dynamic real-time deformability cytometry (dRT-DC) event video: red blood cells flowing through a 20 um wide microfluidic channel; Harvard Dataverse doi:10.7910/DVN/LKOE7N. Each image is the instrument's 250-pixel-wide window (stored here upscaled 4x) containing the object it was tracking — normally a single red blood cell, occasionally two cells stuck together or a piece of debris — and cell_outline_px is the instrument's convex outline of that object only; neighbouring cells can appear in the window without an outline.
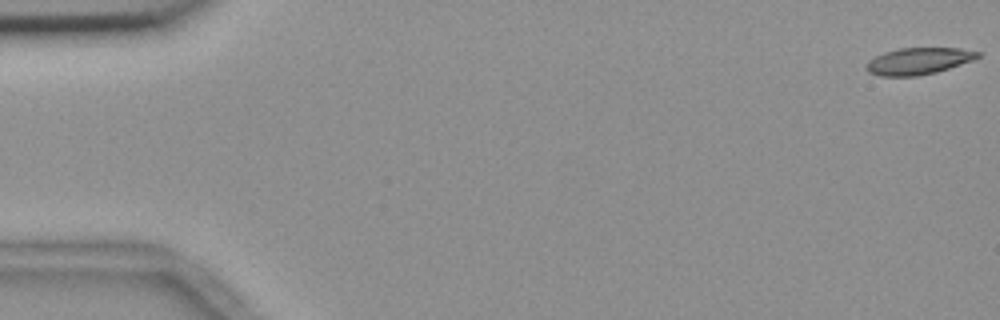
{"species": "common noctule bat (a hibernating species)", "species_latin": "Nyctalus noctula", "temperature_condition": "room temperature", "stored_images_in_passage": 55, "camera_frame_rate_fps": 3000, "um_per_image_px": 0.085, "animal": {"sex": "female", "body_mass_g": 18.4}, "frame": {"image": 1, "passage_image": 1, "time_ms": 0.0, "image_size_px": [1000, 320], "cell_outline_px": [[980, 56], [972, 60], [936, 72], [916, 76], [880, 76], [868, 72], [868, 60], [884, 52], [900, 48], [960, 48], [980, 52]], "centroid_in_image_um": [78.07, 5.18], "position_along_channel_um": 6.9, "area_um2": 17.11}}
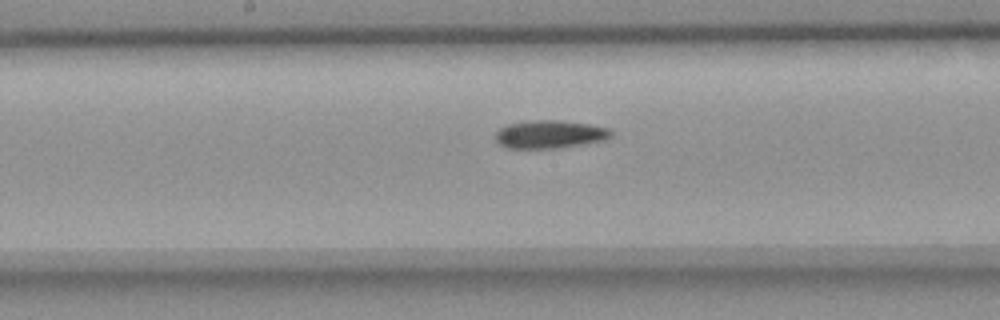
{"frame": {"image": 2, "passage_image": 29, "time_ms": 9.333, "image_size_px": [1000, 320], "cell_outline_px": [[612, 136], [604, 140], [584, 144], [560, 148], [508, 148], [500, 144], [496, 140], [496, 132], [500, 128], [508, 124], [528, 120], [560, 120], [588, 124], [608, 128], [612, 132]], "centroid_in_image_um": [46.73, 11.41], "position_along_channel_um": 201.5, "area_um2": 18.9}}
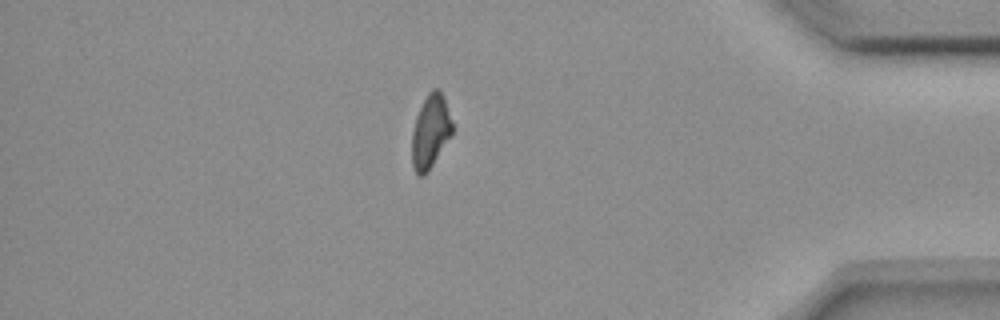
{"frame": {"image": 3, "passage_image": 48, "time_ms": 15.667, "image_size_px": [1000, 320], "cell_outline_px": [[452, 136], [428, 172], [424, 176], [416, 176], [412, 164], [412, 132], [416, 116], [428, 92], [432, 88], [436, 88], [444, 96], [452, 120]], "centroid_in_image_um": [36.59, 11.21], "position_along_channel_um": 398.6, "area_um2": 17.51}}